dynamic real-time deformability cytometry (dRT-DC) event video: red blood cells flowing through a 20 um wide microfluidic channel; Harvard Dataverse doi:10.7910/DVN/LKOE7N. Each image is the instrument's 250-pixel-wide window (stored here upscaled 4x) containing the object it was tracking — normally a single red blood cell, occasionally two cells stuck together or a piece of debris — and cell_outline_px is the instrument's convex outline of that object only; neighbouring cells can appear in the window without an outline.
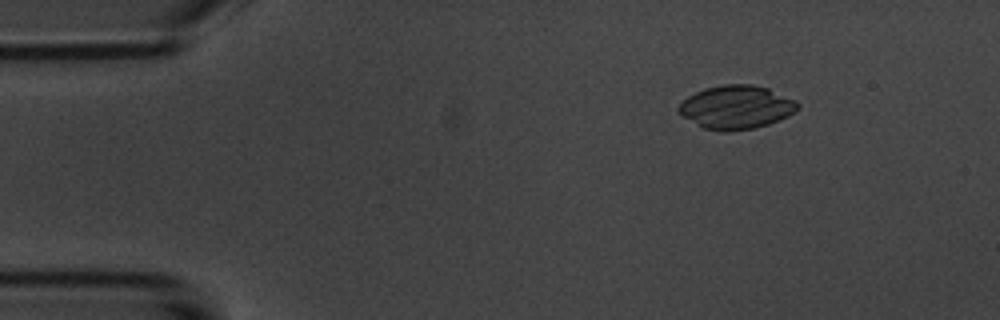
{"species": "common noctule bat (a hibernating species)", "species_latin": "Nyctalus noctula", "temperature_condition": "room temperature", "stored_images_in_passage": 8, "camera_frame_rate_fps": 3000, "um_per_image_px": 0.085, "animal": {"sex": "male", "body_mass_g": 20.1, "forearm_length_mm": 53.5}, "frame": {"image": 1, "passage_image": 3, "time_ms": 2.333, "image_size_px": [1000, 320], "cell_outline_px": [[800, 108], [788, 116], [768, 124], [756, 128], [724, 132], [704, 128], [696, 124], [684, 116], [676, 108], [688, 96], [704, 88], [724, 84], [752, 84], [768, 88], [796, 100], [800, 104]], "centroid_in_image_um": [62.61, 9.1], "position_along_channel_um": 22.4, "area_um2": 30.17}}